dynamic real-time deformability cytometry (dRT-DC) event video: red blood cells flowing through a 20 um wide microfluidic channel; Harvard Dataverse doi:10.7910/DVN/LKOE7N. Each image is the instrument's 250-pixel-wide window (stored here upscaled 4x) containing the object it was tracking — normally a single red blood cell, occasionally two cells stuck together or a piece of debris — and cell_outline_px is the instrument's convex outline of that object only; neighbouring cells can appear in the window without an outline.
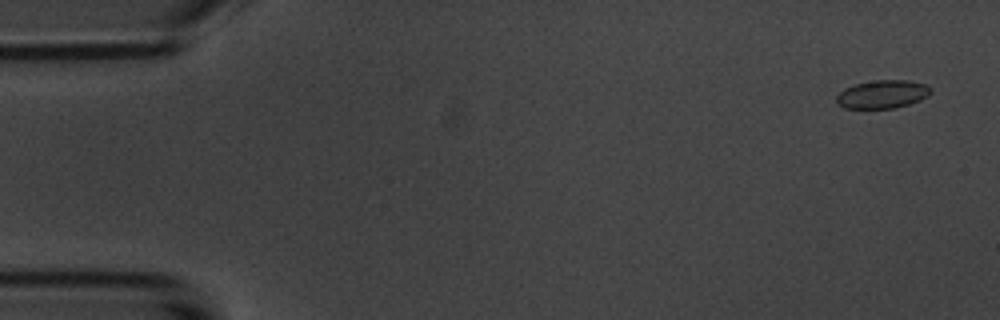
{"species": "common noctule bat (a hibernating species)", "species_latin": "Nyctalus noctula", "temperature_condition": "room temperature", "stored_images_in_passage": 5, "camera_frame_rate_fps": 3000, "um_per_image_px": 0.085, "animal": {"sex": "male", "body_mass_g": 20.1, "forearm_length_mm": 53.5}, "frame": {"image": 1, "passage_image": 1, "time_ms": 0.0, "image_size_px": [1000, 320], "cell_outline_px": [[932, 92], [928, 96], [920, 100], [896, 108], [844, 108], [836, 104], [836, 96], [844, 88], [856, 84], [876, 80], [908, 80], [928, 84], [932, 88]], "centroid_in_image_um": [75.03, 8.01], "position_along_channel_um": 10.0, "area_um2": 15.66}}